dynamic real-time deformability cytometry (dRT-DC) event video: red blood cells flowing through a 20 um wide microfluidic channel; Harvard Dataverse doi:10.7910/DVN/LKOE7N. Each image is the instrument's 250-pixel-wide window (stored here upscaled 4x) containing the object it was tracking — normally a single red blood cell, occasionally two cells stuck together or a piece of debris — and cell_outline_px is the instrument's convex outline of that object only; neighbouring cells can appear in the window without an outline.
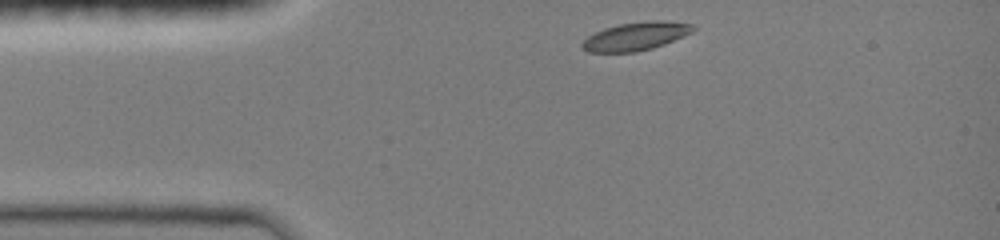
{"species": "common noctule bat (a hibernating species)", "species_latin": "Nyctalus noctula", "temperature_condition": "room temperature", "stored_images_in_passage": 34, "camera_frame_rate_fps": 3000, "um_per_image_px": 0.085, "animal": {"sex": "female", "body_mass_g": 19.0, "forearm_length_mm": 51.5}, "frame": {"image": 1, "passage_image": 1, "time_ms": 0.0, "image_size_px": [1000, 240], "cell_outline_px": [[696, 28], [692, 32], [684, 36], [664, 44], [652, 48], [636, 52], [588, 52], [580, 48], [580, 44], [588, 36], [604, 28], [620, 24], [648, 20], [664, 20], [692, 24]], "centroid_in_image_um": [54.04, 3.08], "position_along_channel_um": 31.0, "area_um2": 18.32}}
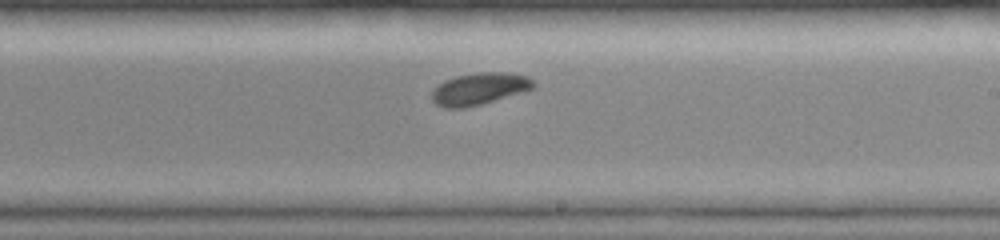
{"frame": {"image": 2, "passage_image": 20, "time_ms": 6.333, "image_size_px": [1000, 240], "cell_outline_px": [[536, 84], [532, 88], [480, 104], [464, 108], [444, 108], [436, 104], [432, 100], [432, 88], [444, 80], [456, 76], [476, 72], [504, 72], [528, 76]], "centroid_in_image_um": [40.67, 7.53], "position_along_channel_um": 248.3, "area_um2": 18.73}}
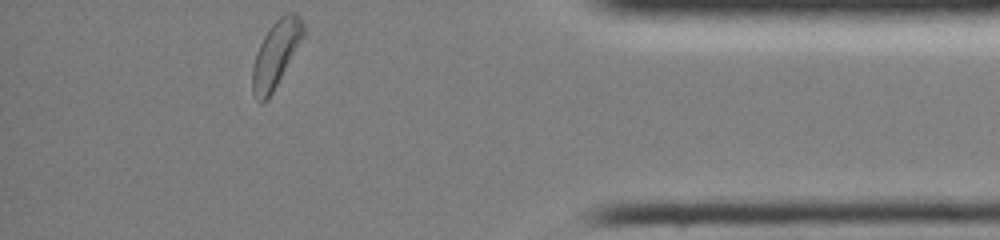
{"frame": {"image": 3, "passage_image": 34, "time_ms": 11.0, "image_size_px": [1000, 240], "cell_outline_px": [[304, 36], [268, 100], [260, 104], [256, 100], [252, 92], [252, 68], [256, 52], [264, 36], [272, 24], [280, 16], [288, 12], [296, 12], [300, 16], [304, 24]], "centroid_in_image_um": [23.44, 4.6], "position_along_channel_um": 411.8, "area_um2": 19.65}, "authors_computed_cell_mechanics": {"area_um2": 18.8139, "velocity_mm_per_s": 4.0157, "shape_relaxation_time_tau1_ms": 1.6055, "shape_relaxation_time_tau2_ms": null, "deformation_change_tau1": 0.1004, "deformation_change_tau2": null}}